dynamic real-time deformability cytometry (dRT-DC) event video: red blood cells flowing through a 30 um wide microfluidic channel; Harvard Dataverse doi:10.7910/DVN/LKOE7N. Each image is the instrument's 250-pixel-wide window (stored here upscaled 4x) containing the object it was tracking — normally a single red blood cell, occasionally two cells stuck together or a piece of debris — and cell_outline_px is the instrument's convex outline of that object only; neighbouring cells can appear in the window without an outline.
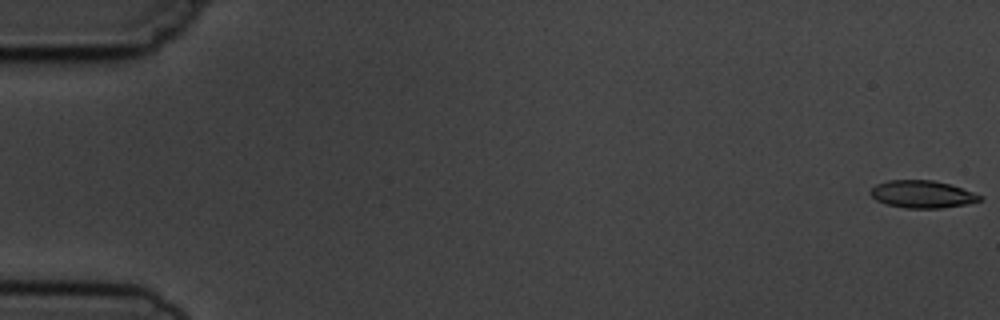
{"species": "common noctule bat (a hibernating species)", "species_latin": "Nyctalus noctula", "temperature_condition": "cold", "stored_images_in_passage": 7, "camera_frame_rate_fps": 3000, "um_per_image_px": 0.085, "animal": {"sex": "male", "body_mass_g": 19.5, "forearm_length_mm": 54.6}, "frame": {"image": 1, "passage_image": 1, "time_ms": 0.0, "image_size_px": [1000, 320], "cell_outline_px": [[984, 200], [968, 204], [940, 208], [904, 208], [888, 204], [876, 200], [868, 192], [876, 184], [888, 180], [932, 180], [948, 184], [984, 196]], "centroid_in_image_um": [78.4, 16.51], "position_along_channel_um": 6.6, "area_um2": 17.46}}
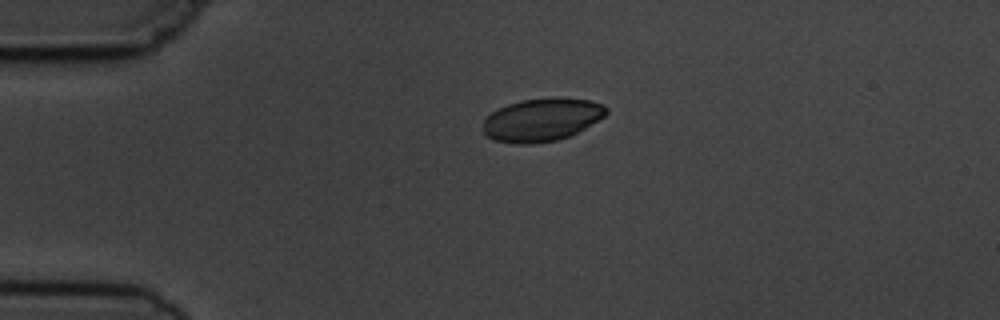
{"frame": {"image": 2, "passage_image": 7, "time_ms": 7.667, "image_size_px": [1000, 320], "cell_outline_px": [[608, 112], [604, 116], [584, 128], [568, 136], [556, 140], [532, 144], [516, 144], [496, 140], [484, 136], [484, 120], [496, 108], [520, 100], [556, 96], [560, 96], [588, 100], [604, 104], [608, 108]], "centroid_in_image_um": [46.05, 10.15], "position_along_channel_um": 39.0, "area_um2": 31.04}}